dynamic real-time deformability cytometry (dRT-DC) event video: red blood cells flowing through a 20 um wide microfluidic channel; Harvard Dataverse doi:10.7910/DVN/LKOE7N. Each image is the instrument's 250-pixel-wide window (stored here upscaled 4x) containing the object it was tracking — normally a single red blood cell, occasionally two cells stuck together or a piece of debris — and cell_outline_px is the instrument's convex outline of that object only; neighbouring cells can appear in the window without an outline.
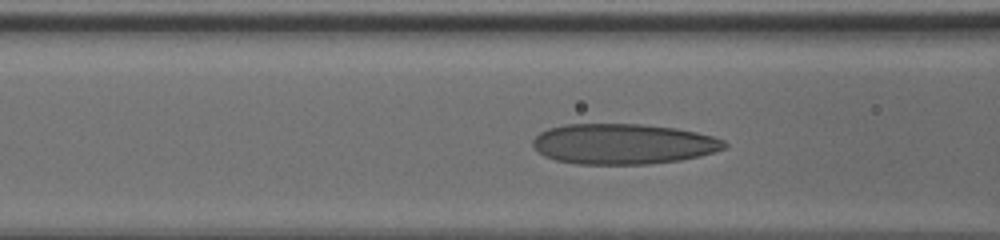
{"species": "human", "species_latin": "Homo sapiens", "temperature_condition": "cold", "stored_images_in_passage": 27, "camera_frame_rate_fps": 3000, "um_per_image_px": 0.085, "donor": {"sex": "male"}, "frame": {"image": 1, "passage_image": 5, "time_ms": 1.333, "image_size_px": [1000, 240], "cell_outline_px": [[728, 144], [724, 148], [700, 156], [680, 160], [648, 164], [576, 164], [556, 160], [544, 156], [532, 144], [532, 140], [540, 132], [548, 128], [564, 124], [640, 124], [676, 128], [696, 132], [712, 136], [724, 140]], "centroid_in_image_um": [52.95, 12.23], "position_along_channel_um": 113.6, "area_um2": 45.14}}
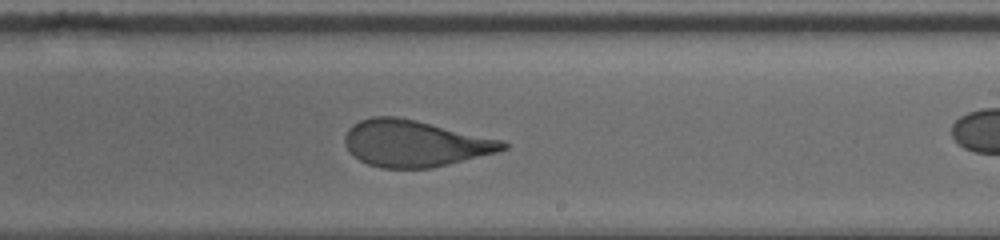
{"frame": {"image": 2, "passage_image": 16, "time_ms": 5.0, "image_size_px": [1000, 240], "cell_outline_px": [[508, 148], [496, 152], [432, 168], [380, 168], [368, 164], [360, 160], [344, 144], [344, 136], [348, 128], [352, 124], [360, 120], [372, 116], [396, 116], [416, 120], [504, 140], [508, 144]], "centroid_in_image_um": [35.24, 12.18], "position_along_channel_um": 253.8, "area_um2": 42.77}}
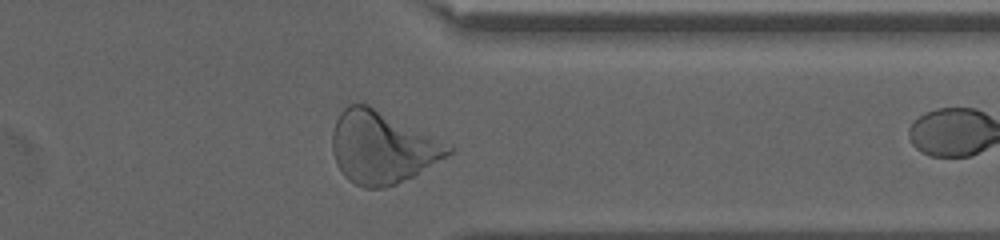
{"frame": {"image": 3, "passage_image": 26, "time_ms": 8.333, "image_size_px": [1000, 240], "cell_outline_px": [[456, 148], [448, 156], [412, 176], [396, 184], [384, 188], [364, 188], [348, 180], [344, 176], [336, 164], [332, 152], [332, 132], [336, 120], [340, 112], [348, 104], [368, 104]], "centroid_in_image_um": [32.44, 12.54], "position_along_channel_um": 379.0, "area_um2": 48.49}}